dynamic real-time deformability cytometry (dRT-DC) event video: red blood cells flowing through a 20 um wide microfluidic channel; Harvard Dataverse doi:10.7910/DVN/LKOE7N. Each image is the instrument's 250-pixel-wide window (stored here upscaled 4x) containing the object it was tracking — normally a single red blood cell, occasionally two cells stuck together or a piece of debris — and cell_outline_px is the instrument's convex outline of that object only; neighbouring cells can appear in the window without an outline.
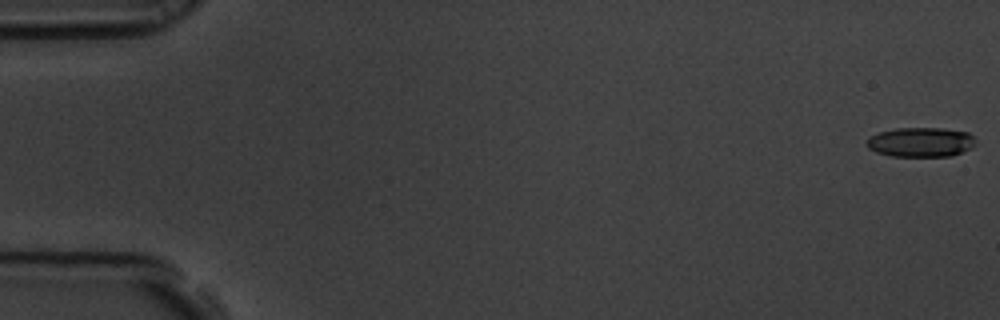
{"species": "common noctule bat (a hibernating species)", "species_latin": "Nyctalus noctula", "temperature_condition": "room temperature", "stored_images_in_passage": 13, "camera_frame_rate_fps": 3000, "um_per_image_px": 0.085, "animal": {"sex": "male", "body_mass_g": 19.5, "forearm_length_mm": 54.6}, "frame": {"image": 1, "passage_image": 1, "time_ms": 0.0, "image_size_px": [1000, 320], "cell_outline_px": [[976, 144], [972, 148], [952, 156], [892, 156], [876, 152], [868, 148], [864, 144], [868, 136], [880, 132], [896, 128], [940, 128], [968, 132], [976, 140]], "centroid_in_image_um": [78.25, 12.08], "position_along_channel_um": 6.8, "area_um2": 18.96}}